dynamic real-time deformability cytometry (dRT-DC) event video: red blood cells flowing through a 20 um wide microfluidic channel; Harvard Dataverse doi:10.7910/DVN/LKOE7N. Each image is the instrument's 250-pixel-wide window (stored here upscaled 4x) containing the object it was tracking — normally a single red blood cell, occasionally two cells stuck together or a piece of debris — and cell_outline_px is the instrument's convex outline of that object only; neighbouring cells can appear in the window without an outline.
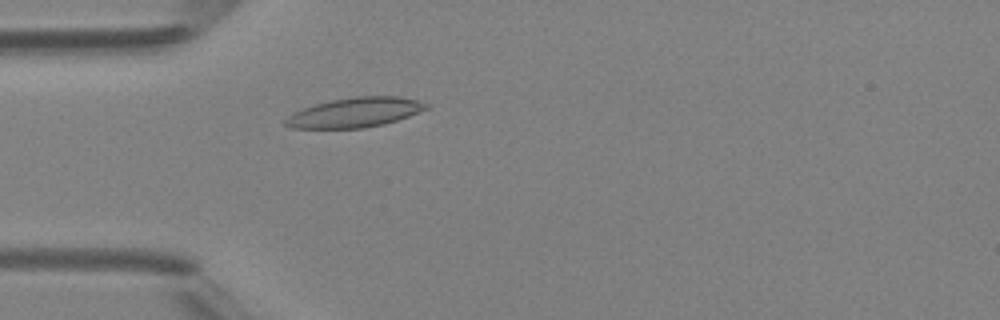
{"species": "Egyptian fruit bat (a non-hibernating species)", "species_latin": "Rousettus aegyptiacus", "temperature_condition": "room temperature", "stored_images_in_passage": 4, "camera_frame_rate_fps": 3000, "um_per_image_px": 0.085, "animal": {"sex": "female"}, "frame": {"image": 1, "passage_image": 4, "time_ms": 3.667, "image_size_px": [1000, 320], "cell_outline_px": [[432, 104], [428, 108], [408, 116], [384, 124], [364, 128], [292, 128], [284, 124], [284, 120], [292, 112], [316, 104], [332, 100], [356, 96], [400, 96]], "centroid_in_image_um": [30.18, 9.56], "position_along_channel_um": 54.8, "area_um2": 24.28}}